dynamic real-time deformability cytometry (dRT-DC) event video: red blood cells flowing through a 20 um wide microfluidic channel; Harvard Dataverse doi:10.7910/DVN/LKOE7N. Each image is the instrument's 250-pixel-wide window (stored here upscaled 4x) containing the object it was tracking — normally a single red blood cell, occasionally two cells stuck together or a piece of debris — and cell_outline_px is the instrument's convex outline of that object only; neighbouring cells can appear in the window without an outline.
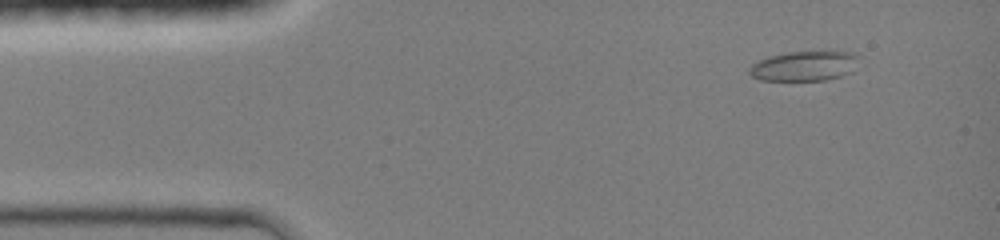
{"species": "common noctule bat (a hibernating species)", "species_latin": "Nyctalus noctula", "temperature_condition": "room temperature", "stored_images_in_passage": 10, "camera_frame_rate_fps": 3000, "um_per_image_px": 0.085, "animal": {"sex": "female", "body_mass_g": 19.0, "forearm_length_mm": 51.5}, "frame": {"image": 1, "passage_image": 4, "time_ms": 1.0, "image_size_px": [1000, 240], "cell_outline_px": [[860, 56], [852, 72], [840, 76], [824, 80], [760, 80], [752, 76], [748, 72], [748, 68], [752, 64], [768, 56], [788, 52], [852, 52]], "centroid_in_image_um": [68.35, 5.61], "position_along_channel_um": 16.6, "area_um2": 18.96}}